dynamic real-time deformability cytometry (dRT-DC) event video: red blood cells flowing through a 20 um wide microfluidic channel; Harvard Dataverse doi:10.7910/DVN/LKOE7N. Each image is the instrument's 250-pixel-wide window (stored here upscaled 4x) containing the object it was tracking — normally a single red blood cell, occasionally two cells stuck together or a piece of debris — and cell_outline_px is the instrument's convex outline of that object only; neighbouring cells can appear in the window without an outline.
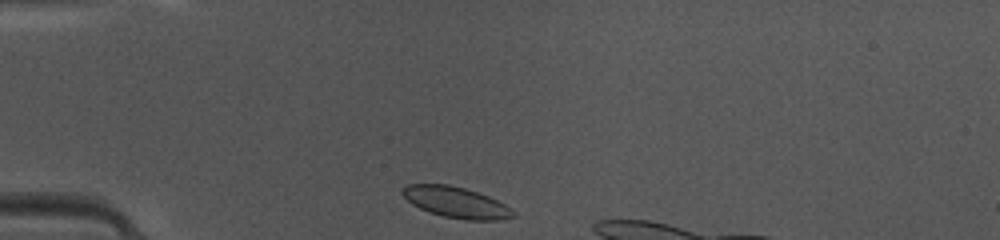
{"species": "common noctule bat (a hibernating species)", "species_latin": "Nyctalus noctula", "temperature_condition": "warm", "stored_images_in_passage": 6, "camera_frame_rate_fps": 3000, "um_per_image_px": 0.085, "animal": {"sex": "female", "body_mass_g": 10.0, "forearm_length_mm": 53.1}, "frame": {"image": 1, "passage_image": 1, "time_ms": 0.0, "image_size_px": [1000, 240], "cell_outline_px": [[516, 216], [500, 220], [464, 220], [444, 216], [428, 212], [412, 204], [400, 192], [408, 184], [448, 184], [464, 188], [488, 196], [504, 204], [516, 212]], "centroid_in_image_um": [38.78, 17.21], "position_along_channel_um": 46.2, "area_um2": 19.88}}
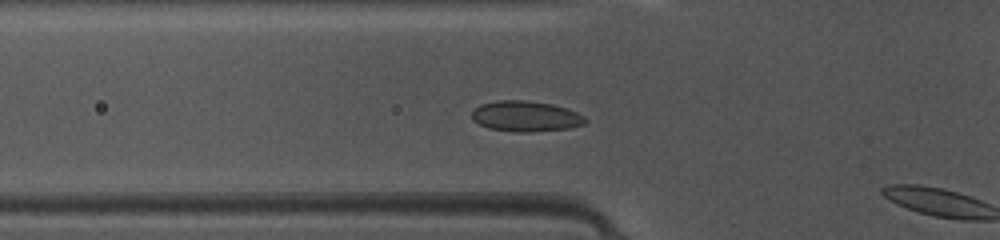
{"frame": {"image": 2, "passage_image": 5, "time_ms": 1.333, "image_size_px": [1000, 240], "cell_outline_px": [[588, 120], [584, 124], [568, 128], [532, 132], [516, 132], [488, 128], [472, 120], [472, 112], [480, 104], [500, 100], [524, 100], [552, 104], [576, 112], [584, 116]], "centroid_in_image_um": [44.68, 9.89], "position_along_channel_um": 81.1, "area_um2": 20.11}}